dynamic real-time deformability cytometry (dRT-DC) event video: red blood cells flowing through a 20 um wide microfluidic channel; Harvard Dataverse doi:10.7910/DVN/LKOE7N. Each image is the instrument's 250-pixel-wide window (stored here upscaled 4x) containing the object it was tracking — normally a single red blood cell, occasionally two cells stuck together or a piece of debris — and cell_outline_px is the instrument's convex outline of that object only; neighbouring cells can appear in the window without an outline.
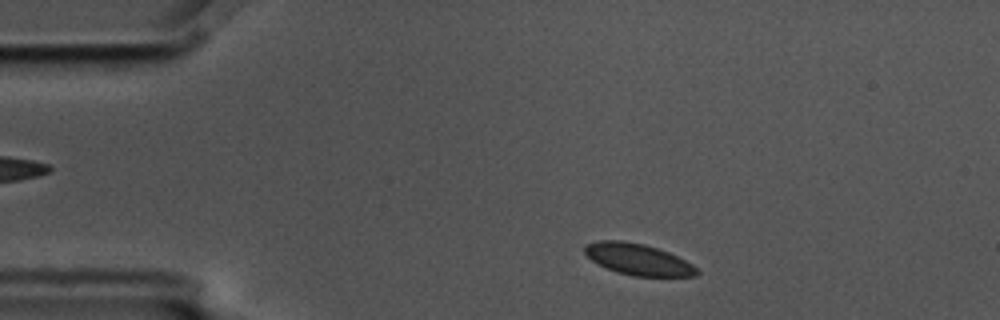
{"species": "common noctule bat (a hibernating species)", "species_latin": "Nyctalus noctula", "temperature_condition": "cold", "stored_images_in_passage": 3, "camera_frame_rate_fps": 3000, "um_per_image_px": 0.085, "animal": {"sex": "male", "body_mass_g": 17.5, "forearm_length_mm": 52.3}, "frame": {"image": 1, "passage_image": 1, "time_ms": 0.0, "image_size_px": [1000, 320], "cell_outline_px": [[700, 272], [696, 276], [632, 276], [616, 272], [592, 260], [584, 252], [584, 244], [600, 240], [624, 240], [644, 244], [668, 252], [692, 264]], "centroid_in_image_um": [54.22, 22.04], "position_along_channel_um": 30.8, "area_um2": 20.35}}